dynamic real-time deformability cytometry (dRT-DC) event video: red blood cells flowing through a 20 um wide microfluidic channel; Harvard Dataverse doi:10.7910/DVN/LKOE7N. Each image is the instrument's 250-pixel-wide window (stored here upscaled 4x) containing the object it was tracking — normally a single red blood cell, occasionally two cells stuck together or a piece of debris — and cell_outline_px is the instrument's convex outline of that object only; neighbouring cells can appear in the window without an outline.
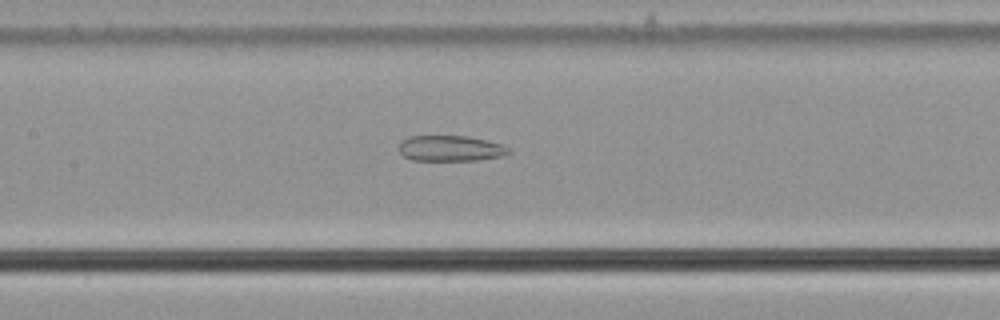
{"species": "common noctule bat (a hibernating species)", "species_latin": "Nyctalus noctula", "temperature_condition": "cold", "stored_images_in_passage": 46, "camera_frame_rate_fps": 3000, "um_per_image_px": 0.085, "animal": {"sex": "male", "body_mass_g": 21.5, "forearm_length_mm": 52.0}, "frame": {"image": 1, "passage_image": 17, "time_ms": 5.333, "image_size_px": [1000, 320], "cell_outline_px": [[512, 152], [504, 156], [476, 160], [412, 160], [404, 156], [396, 148], [400, 140], [408, 136], [468, 136], [488, 140], [504, 144]], "centroid_in_image_um": [38.28, 12.6], "position_along_channel_um": 169.1, "area_um2": 16.76}}
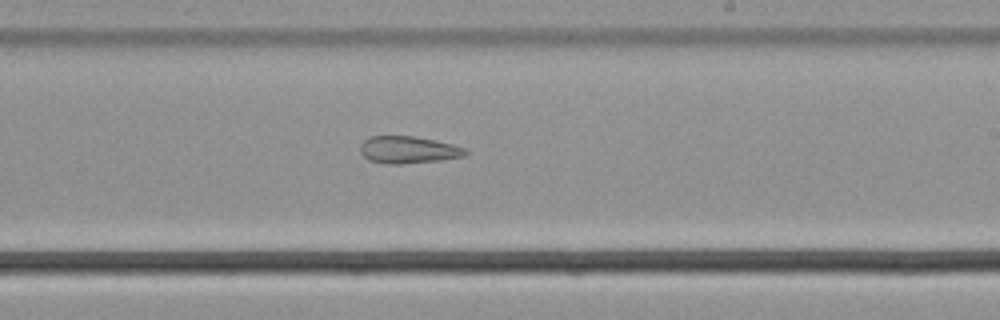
{"frame": {"image": 2, "passage_image": 24, "time_ms": 7.667, "image_size_px": [1000, 320], "cell_outline_px": [[468, 152], [464, 156], [440, 160], [400, 164], [388, 164], [368, 160], [360, 152], [360, 144], [368, 136], [416, 136], [452, 144], [468, 148]], "centroid_in_image_um": [34.7, 12.73], "position_along_channel_um": 254.3, "area_um2": 16.76}}
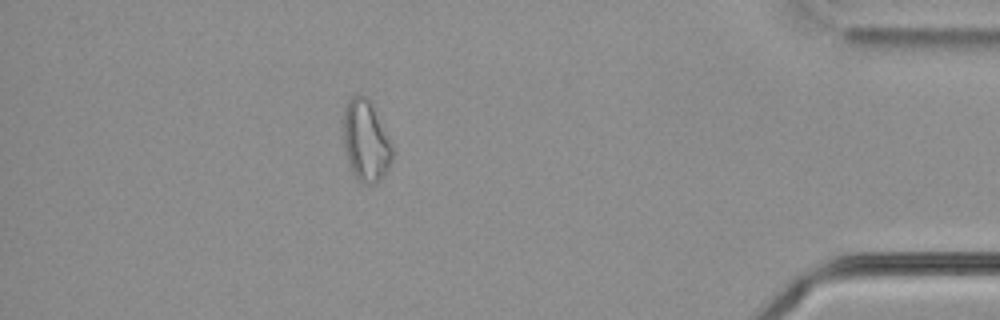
{"frame": {"image": 3, "passage_image": 40, "time_ms": 13.0, "image_size_px": [1000, 320], "cell_outline_px": [[392, 160], [388, 168], [376, 184], [360, 184], [356, 180], [352, 172], [344, 148], [340, 128], [344, 108], [348, 100], [352, 96], [364, 96], [368, 100], [392, 144]], "centroid_in_image_um": [31.03, 12.02], "position_along_channel_um": 404.2, "area_um2": 23.29}}